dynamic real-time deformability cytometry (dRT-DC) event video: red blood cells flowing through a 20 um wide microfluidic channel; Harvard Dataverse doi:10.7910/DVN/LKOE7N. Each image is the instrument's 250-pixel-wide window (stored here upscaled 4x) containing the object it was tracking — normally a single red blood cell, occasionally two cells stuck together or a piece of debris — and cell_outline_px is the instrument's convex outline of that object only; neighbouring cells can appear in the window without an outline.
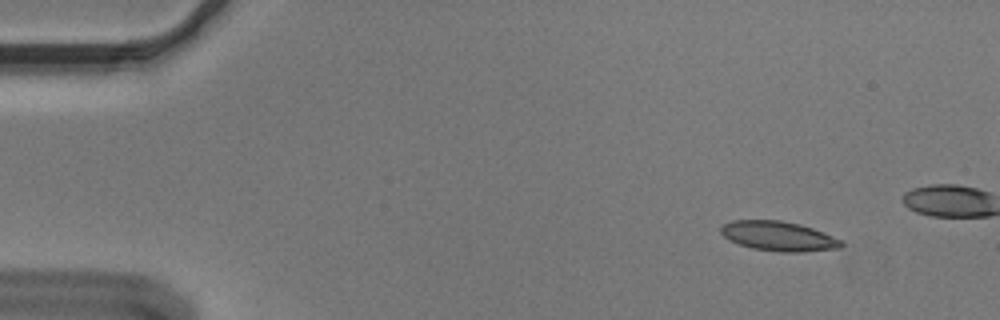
{"species": "Egyptian fruit bat (a non-hibernating species)", "species_latin": "Rousettus aegyptiacus", "temperature_condition": "cold", "stored_images_in_passage": 44, "camera_frame_rate_fps": 3000, "um_per_image_px": 0.085, "animal": {"sex": "male"}, "frame": {"image": 1, "passage_image": 1, "time_ms": 0.0, "image_size_px": [1000, 320], "cell_outline_px": [[844, 244], [840, 248], [800, 252], [780, 252], [752, 248], [728, 240], [720, 232], [720, 228], [724, 224], [732, 220], [780, 220], [800, 224], [824, 232], [840, 240]], "centroid_in_image_um": [66.16, 20.07], "position_along_channel_um": 18.8, "area_um2": 20.75}}
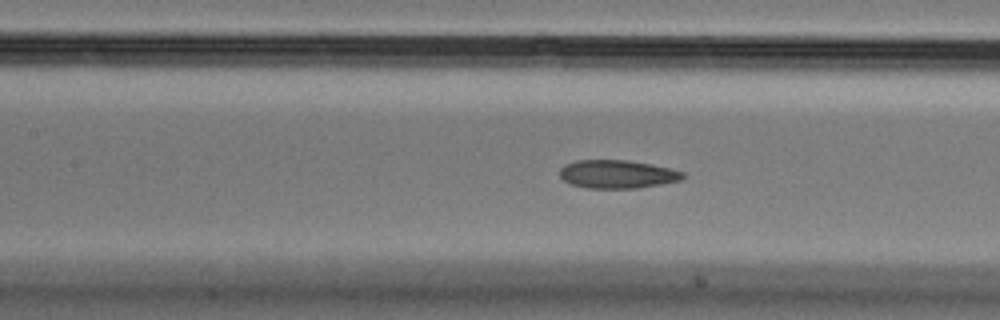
{"frame": {"image": 2, "passage_image": 20, "time_ms": 6.333, "image_size_px": [1000, 320], "cell_outline_px": [[684, 176], [680, 180], [660, 184], [636, 188], [588, 188], [572, 184], [564, 180], [560, 176], [560, 168], [564, 164], [576, 160], [628, 160], [652, 164], [684, 172]], "centroid_in_image_um": [52.44, 14.79], "position_along_channel_um": 155.0, "area_um2": 20.17}}
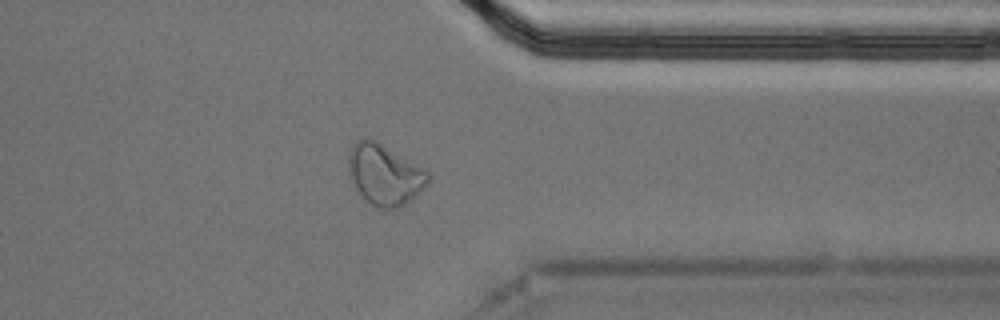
{"frame": {"image": 3, "passage_image": 39, "time_ms": 12.667, "image_size_px": [1000, 320], "cell_outline_px": [[428, 180], [420, 192], [404, 204], [396, 208], [380, 208], [372, 204], [356, 188], [348, 172], [348, 160], [352, 148], [356, 140], [376, 140], [428, 172]], "centroid_in_image_um": [32.67, 14.84], "position_along_channel_um": 378.7, "area_um2": 27.11}}